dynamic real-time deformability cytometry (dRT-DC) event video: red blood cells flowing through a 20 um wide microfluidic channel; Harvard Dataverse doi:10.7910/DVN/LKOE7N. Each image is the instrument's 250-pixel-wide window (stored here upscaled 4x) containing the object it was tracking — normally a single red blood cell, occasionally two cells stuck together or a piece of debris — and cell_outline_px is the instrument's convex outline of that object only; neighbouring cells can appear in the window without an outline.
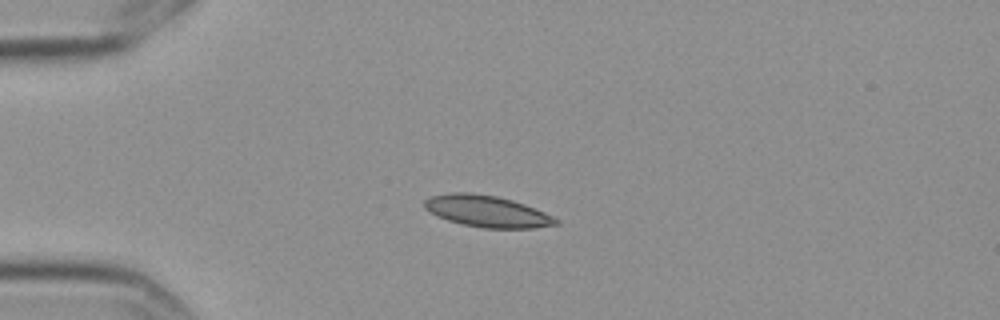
{"species": "Egyptian fruit bat (a non-hibernating species)", "species_latin": "Rousettus aegyptiacus", "temperature_condition": "cold", "stored_images_in_passage": 4, "camera_frame_rate_fps": 3000, "um_per_image_px": 0.085, "frame": {"image": 1, "passage_image": 3, "time_ms": 0.667, "image_size_px": [1000, 320], "cell_outline_px": [[560, 224], [536, 228], [484, 228], [464, 224], [448, 220], [436, 216], [424, 208], [424, 200], [432, 196], [452, 192], [468, 192], [496, 196], [512, 200], [524, 204], [544, 212], [560, 220]], "centroid_in_image_um": [41.41, 17.96], "position_along_channel_um": 43.6, "area_um2": 24.1}}